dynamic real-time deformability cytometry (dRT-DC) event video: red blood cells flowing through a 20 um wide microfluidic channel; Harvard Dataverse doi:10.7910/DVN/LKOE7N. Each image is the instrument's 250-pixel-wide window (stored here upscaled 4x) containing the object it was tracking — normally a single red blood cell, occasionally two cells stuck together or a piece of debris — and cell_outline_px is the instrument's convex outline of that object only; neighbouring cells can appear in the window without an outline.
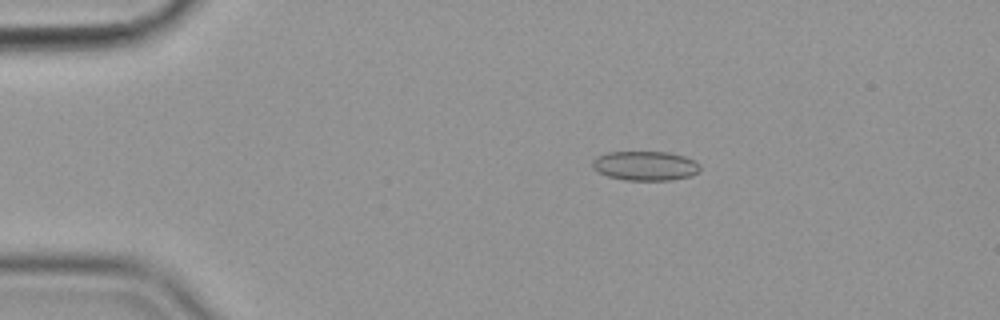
{"species": "common noctule bat (a hibernating species)", "species_latin": "Nyctalus noctula", "temperature_condition": "cold", "stored_images_in_passage": 56, "camera_frame_rate_fps": 3000, "um_per_image_px": 0.085, "animal": {"sex": "female", "body_mass_g": 19.9}, "frame": {"image": 1, "passage_image": 10, "time_ms": 3.0, "image_size_px": [1000, 320], "cell_outline_px": [[700, 172], [692, 176], [672, 180], [624, 180], [608, 176], [592, 168], [592, 160], [596, 156], [608, 152], [668, 152], [684, 156], [700, 164]], "centroid_in_image_um": [54.86, 14.09], "position_along_channel_um": 30.1, "area_um2": 18.55}}
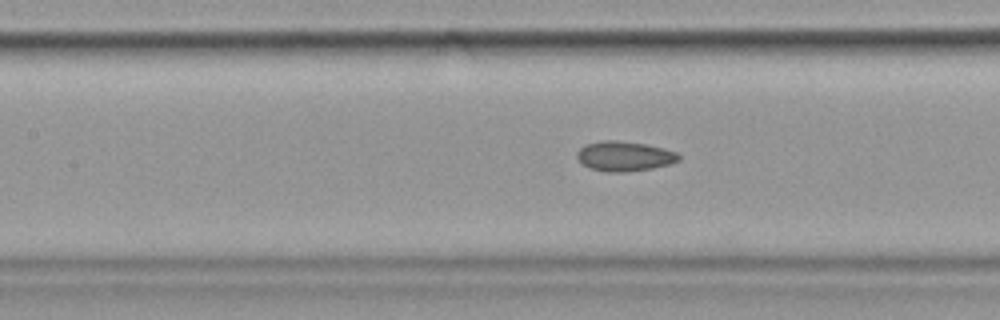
{"frame": {"image": 2, "passage_image": 25, "time_ms": 8.0, "image_size_px": [1000, 320], "cell_outline_px": [[680, 160], [672, 164], [652, 168], [624, 172], [608, 172], [588, 168], [576, 156], [576, 152], [584, 144], [604, 140], [616, 140], [644, 144], [664, 148], [676, 152], [680, 156]], "centroid_in_image_um": [53.08, 13.28], "position_along_channel_um": 154.3, "area_um2": 17.74}}
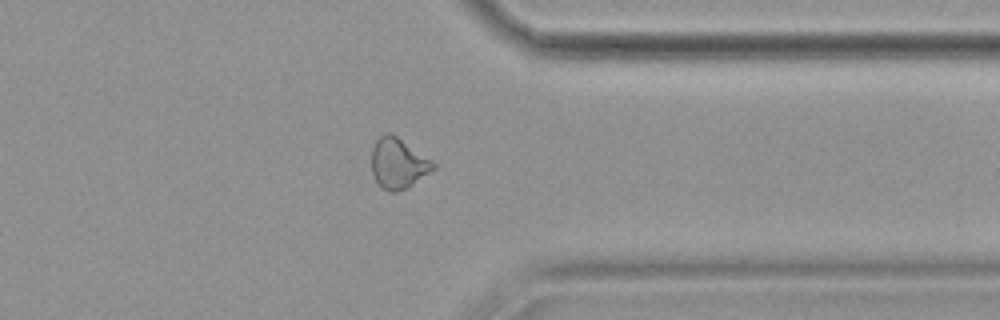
{"frame": {"image": 3, "passage_image": 44, "time_ms": 14.333, "image_size_px": [1000, 320], "cell_outline_px": [[436, 168], [404, 188], [396, 192], [388, 192], [376, 180], [372, 172], [372, 148], [376, 140], [380, 136], [388, 132], [396, 136], [436, 164]], "centroid_in_image_um": [33.81, 13.88], "position_along_channel_um": 377.6, "area_um2": 17.46}, "authors_computed_cell_mechanics": {"area_um2": 18.0336, "velocity_mm_per_s": 3.5935, "shape_relaxation_time_tau1_ms": null, "shape_relaxation_time_tau2_ms": 3.3833, "deformation_change_tau1": null, "deformation_change_tau2": 0.0818}}